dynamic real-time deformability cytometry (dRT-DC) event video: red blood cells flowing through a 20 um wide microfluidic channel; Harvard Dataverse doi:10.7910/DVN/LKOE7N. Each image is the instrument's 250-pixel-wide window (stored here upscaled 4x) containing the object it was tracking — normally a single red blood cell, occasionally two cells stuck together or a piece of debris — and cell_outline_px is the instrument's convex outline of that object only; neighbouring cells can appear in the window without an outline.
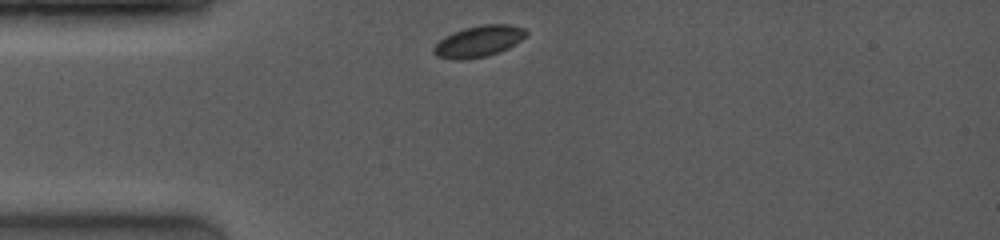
{"species": "common noctule bat (a hibernating species)", "species_latin": "Nyctalus noctula", "temperature_condition": "room temperature", "stored_images_in_passage": 4, "camera_frame_rate_fps": 4000, "um_per_image_px": 0.085, "animal": {"sex": "female", "body_mass_g": 19.0, "forearm_length_mm": 53.3}, "frame": {"image": 1, "passage_image": 1, "time_ms": 0.0, "image_size_px": [1000, 240], "cell_outline_px": [[528, 32], [516, 44], [500, 52], [488, 56], [464, 60], [452, 60], [436, 56], [432, 52], [432, 48], [444, 36], [452, 32], [464, 28], [484, 24], [512, 24], [524, 28]], "centroid_in_image_um": [40.67, 3.52], "position_along_channel_um": 44.3, "area_um2": 17.11}}